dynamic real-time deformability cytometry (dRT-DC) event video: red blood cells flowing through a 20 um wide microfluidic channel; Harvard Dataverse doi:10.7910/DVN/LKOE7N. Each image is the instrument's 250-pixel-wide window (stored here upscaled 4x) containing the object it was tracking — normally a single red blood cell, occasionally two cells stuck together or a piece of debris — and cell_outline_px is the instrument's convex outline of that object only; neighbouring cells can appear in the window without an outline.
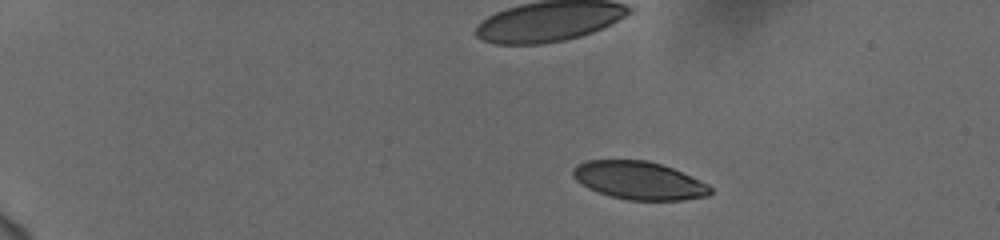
{"species": "human", "species_latin": "Homo sapiens", "temperature_condition": "cold", "stored_images_in_passage": 47, "camera_frame_rate_fps": 3000, "um_per_image_px": 0.085, "donor": {"sex": "female"}, "frame": {"image": 1, "passage_image": 1, "time_ms": 0.0, "image_size_px": [1000, 240], "cell_outline_px": [[712, 192], [708, 196], [684, 200], [628, 200], [612, 196], [588, 188], [576, 180], [572, 176], [572, 168], [576, 164], [588, 160], [648, 160], [672, 168], [700, 180], [708, 184], [712, 188]], "centroid_in_image_um": [54.32, 15.34], "position_along_channel_um": 30.7, "area_um2": 30.4}}
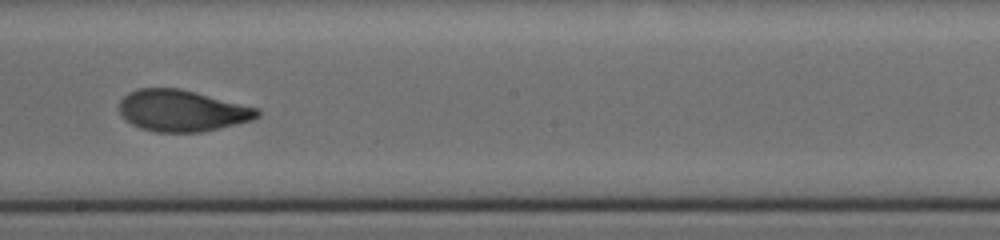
{"frame": {"image": 2, "passage_image": 26, "time_ms": 8.333, "image_size_px": [1000, 240], "cell_outline_px": [[260, 116], [252, 120], [220, 128], [200, 132], [156, 132], [140, 128], [124, 120], [120, 112], [120, 100], [128, 92], [140, 88], [180, 88], [260, 108]], "centroid_in_image_um": [15.48, 9.41], "position_along_channel_um": 232.7, "area_um2": 33.52}}
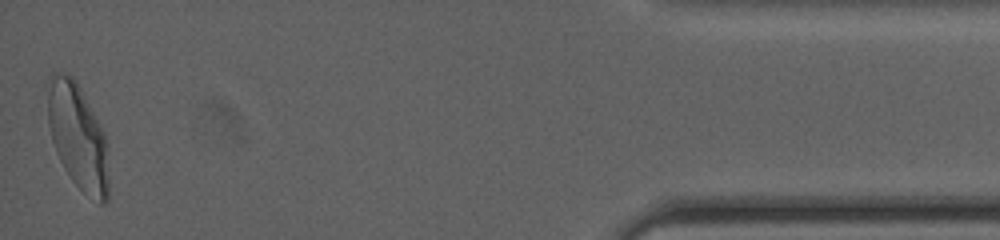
{"frame": {"image": 3, "passage_image": 47, "time_ms": 15.333, "image_size_px": [1000, 240], "cell_outline_px": [[108, 200], [104, 204], [100, 204], [84, 192], [72, 180], [64, 168], [56, 152], [52, 140], [48, 124], [48, 76], [52, 72], [68, 72], [76, 80], [104, 132], [108, 144]], "centroid_in_image_um": [6.62, 11.59], "position_along_channel_um": 428.6, "area_um2": 37.8}, "authors_computed_cell_mechanics": {"area_um2": 33.2928, "velocity_mm_per_s": 3.7278, "shape_relaxation_time_tau1_ms": 4.0541, "shape_relaxation_time_tau2_ms": 1.1628, "deformation_change_tau1": 0.1664, "deformation_change_tau2": 0.0658}}